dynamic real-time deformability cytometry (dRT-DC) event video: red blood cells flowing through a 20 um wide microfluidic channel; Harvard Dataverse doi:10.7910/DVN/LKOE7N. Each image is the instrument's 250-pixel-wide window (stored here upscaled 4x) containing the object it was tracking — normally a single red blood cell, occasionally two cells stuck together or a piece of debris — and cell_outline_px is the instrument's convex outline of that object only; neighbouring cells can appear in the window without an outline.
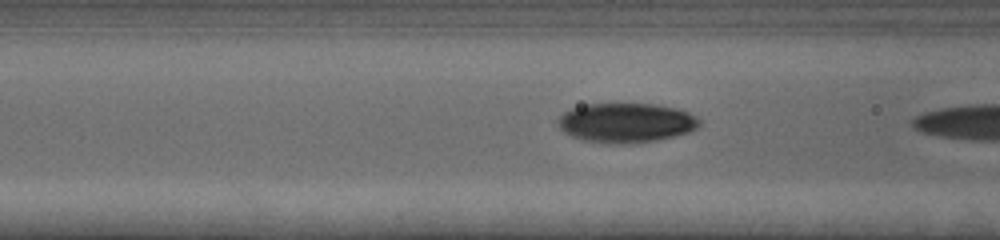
{"species": "human", "species_latin": "Homo sapiens", "temperature_condition": "cold", "stored_images_in_passage": 21, "segment_of_instrument_passage": [2, 2], "camera_frame_rate_fps": 3000, "um_per_image_px": 0.085, "donor": {"sex": "female"}, "frame": {"image": 1, "passage_image": 20, "time_ms": 6.333, "image_size_px": [1000, 240], "cell_outline_px": [[700, 124], [696, 128], [688, 132], [656, 140], [620, 144], [612, 144], [584, 140], [572, 136], [564, 132], [560, 128], [556, 120], [564, 112], [572, 108], [584, 104], [652, 104], [676, 108], [688, 112], [700, 120]], "centroid_in_image_um": [53.18, 10.43], "position_along_channel_um": 113.4, "area_um2": 32.31}}